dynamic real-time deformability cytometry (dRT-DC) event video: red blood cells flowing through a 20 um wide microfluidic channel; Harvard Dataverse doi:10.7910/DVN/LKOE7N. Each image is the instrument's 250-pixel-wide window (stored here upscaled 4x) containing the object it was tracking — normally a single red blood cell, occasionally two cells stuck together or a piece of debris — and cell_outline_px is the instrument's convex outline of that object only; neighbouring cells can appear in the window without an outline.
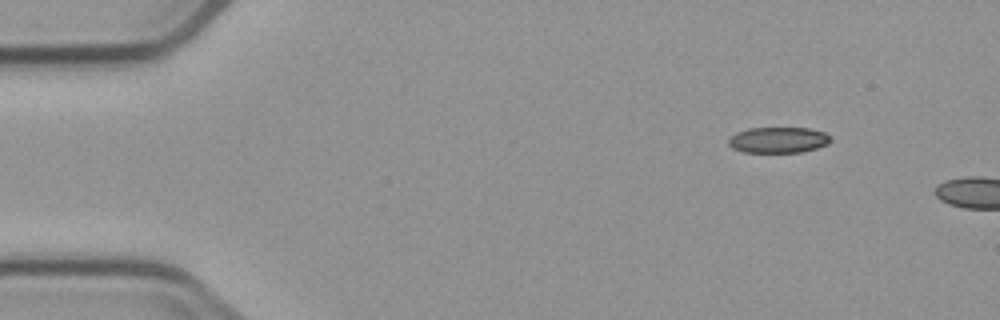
{"species": "common noctule bat (a hibernating species)", "species_latin": "Nyctalus noctula", "temperature_condition": "cold", "stored_images_in_passage": 2, "camera_frame_rate_fps": 3000, "um_per_image_px": 0.085, "animal": {"sex": "male", "body_mass_g": 23.1, "forearm_length_mm": 52.7}, "frame": {"image": 1, "passage_image": 1, "time_ms": 0.0, "image_size_px": [1000, 320], "cell_outline_px": [[828, 144], [816, 148], [800, 152], [744, 152], [732, 148], [728, 144], [728, 140], [736, 132], [748, 128], [808, 128], [824, 132], [828, 136]], "centroid_in_image_um": [66.1, 11.89], "position_along_channel_um": 18.9, "area_um2": 15.2}}